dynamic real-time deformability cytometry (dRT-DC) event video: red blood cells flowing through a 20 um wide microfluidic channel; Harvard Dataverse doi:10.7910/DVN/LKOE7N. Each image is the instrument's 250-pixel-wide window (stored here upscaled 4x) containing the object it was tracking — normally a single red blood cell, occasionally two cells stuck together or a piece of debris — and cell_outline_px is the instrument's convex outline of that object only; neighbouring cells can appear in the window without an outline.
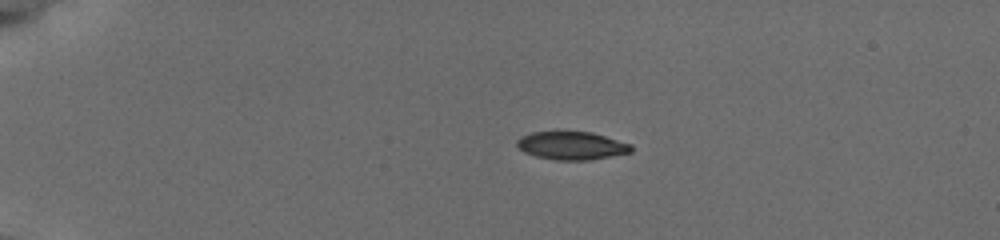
{"species": "common noctule bat (a hibernating species)", "species_latin": "Nyctalus noctula", "temperature_condition": "cold", "stored_images_in_passage": 23, "camera_frame_rate_fps": 3000, "um_per_image_px": 0.085, "animal": {"sex": "female", "body_mass_g": 19.5, "forearm_length_mm": 54.1}, "frame": {"image": 1, "passage_image": 14, "time_ms": 4.0, "image_size_px": [1000, 240], "cell_outline_px": [[632, 152], [584, 160], [556, 160], [536, 156], [524, 152], [516, 144], [516, 140], [520, 136], [532, 132], [592, 132], [632, 144]], "centroid_in_image_um": [48.57, 12.37], "position_along_channel_um": 36.4, "area_um2": 18.5}}